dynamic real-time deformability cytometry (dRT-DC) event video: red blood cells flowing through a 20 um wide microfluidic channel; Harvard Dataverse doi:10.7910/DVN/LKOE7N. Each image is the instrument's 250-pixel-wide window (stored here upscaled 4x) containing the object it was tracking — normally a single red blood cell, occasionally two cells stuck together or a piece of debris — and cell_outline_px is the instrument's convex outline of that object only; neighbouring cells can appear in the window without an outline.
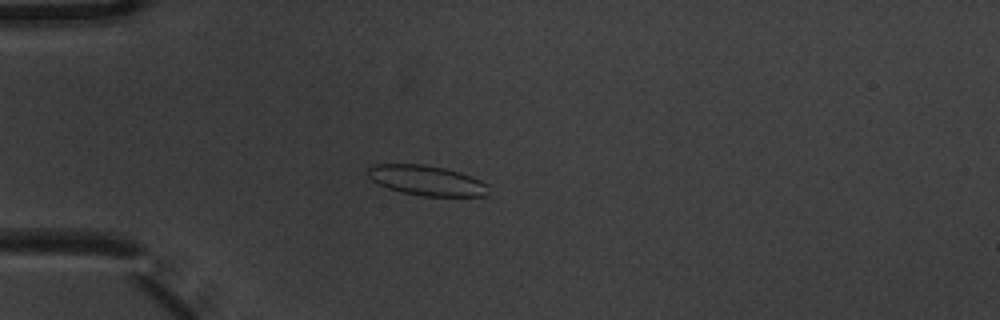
{"species": "common noctule bat (a hibernating species)", "species_latin": "Nyctalus noctula", "temperature_condition": "warm", "stored_images_in_passage": 4, "camera_frame_rate_fps": 3000, "um_per_image_px": 0.085, "animal": {"sex": "male", "body_mass_g": 20.1, "forearm_length_mm": 53.5}, "frame": {"image": 1, "passage_image": 4, "time_ms": 1.0, "image_size_px": [1000, 320], "cell_outline_px": [[488, 196], [424, 196], [400, 192], [388, 188], [372, 180], [364, 172], [372, 164], [424, 164], [444, 168], [460, 172], [472, 176], [488, 184]], "centroid_in_image_um": [36.25, 15.33], "position_along_channel_um": 48.7, "area_um2": 21.33}}